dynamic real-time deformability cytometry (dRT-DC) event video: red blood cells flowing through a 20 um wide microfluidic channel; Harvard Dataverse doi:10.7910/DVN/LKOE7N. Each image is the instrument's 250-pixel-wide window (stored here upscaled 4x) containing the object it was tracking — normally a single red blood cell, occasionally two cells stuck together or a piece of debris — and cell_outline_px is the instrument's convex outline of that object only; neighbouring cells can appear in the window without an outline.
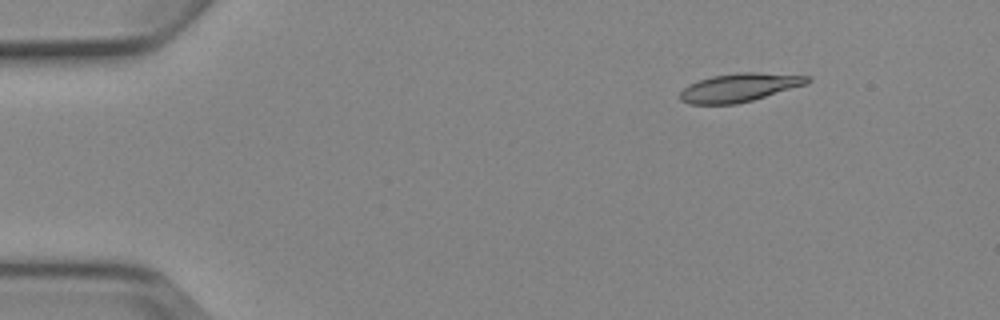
{"species": "Egyptian fruit bat (a non-hibernating species)", "species_latin": "Rousettus aegyptiacus", "temperature_condition": "cold", "stored_images_in_passage": 6, "camera_frame_rate_fps": 3000, "um_per_image_px": 0.085, "animal": {"sex": "female"}, "frame": {"image": 1, "passage_image": 2, "time_ms": 1.333, "image_size_px": [1000, 320], "cell_outline_px": [[812, 80], [808, 84], [752, 100], [736, 104], [688, 104], [680, 100], [680, 92], [688, 84], [712, 76], [740, 72], [756, 72], [812, 76]], "centroid_in_image_um": [62.88, 7.43], "position_along_channel_um": 22.1, "area_um2": 21.15}}
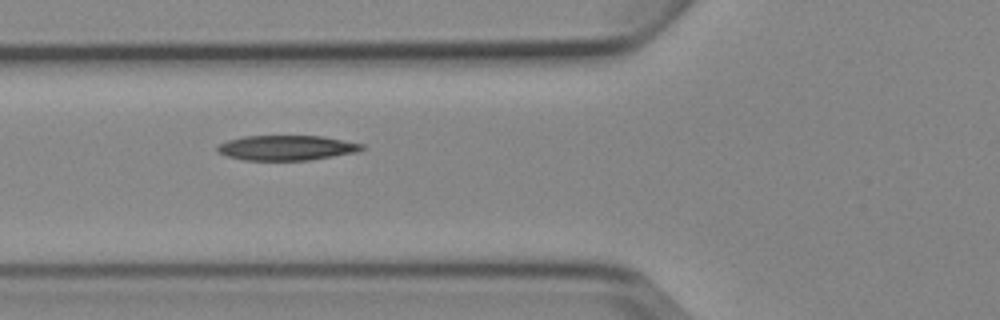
{"frame": {"image": 2, "passage_image": 5, "time_ms": 5.667, "image_size_px": [1000, 320], "cell_outline_px": [[364, 148], [356, 152], [308, 160], [244, 160], [228, 156], [220, 152], [216, 148], [220, 144], [228, 140], [244, 136], [324, 136], [364, 144]], "centroid_in_image_um": [24.38, 12.55], "position_along_channel_um": 101.4, "area_um2": 20.81}}
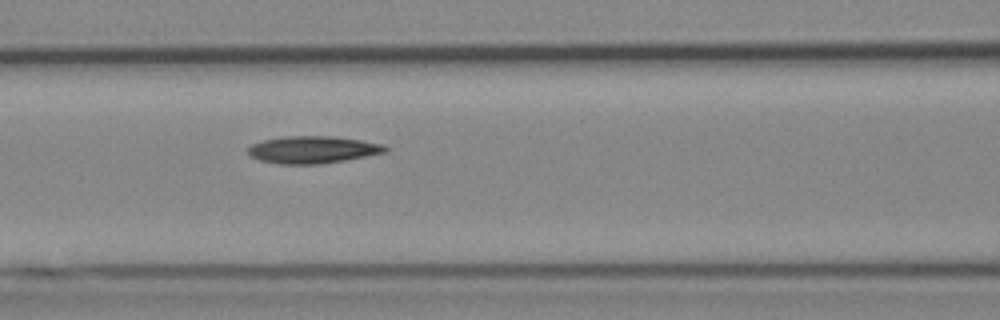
{"frame": {"image": 3, "passage_image": 6, "time_ms": 6.667, "image_size_px": [1000, 320], "cell_outline_px": [[388, 152], [344, 160], [320, 164], [280, 164], [260, 160], [252, 156], [248, 152], [248, 148], [252, 144], [264, 140], [284, 136], [332, 136], [360, 140], [384, 144], [388, 148]], "centroid_in_image_um": [26.61, 12.72], "position_along_channel_um": 140.0, "area_um2": 21.68}}